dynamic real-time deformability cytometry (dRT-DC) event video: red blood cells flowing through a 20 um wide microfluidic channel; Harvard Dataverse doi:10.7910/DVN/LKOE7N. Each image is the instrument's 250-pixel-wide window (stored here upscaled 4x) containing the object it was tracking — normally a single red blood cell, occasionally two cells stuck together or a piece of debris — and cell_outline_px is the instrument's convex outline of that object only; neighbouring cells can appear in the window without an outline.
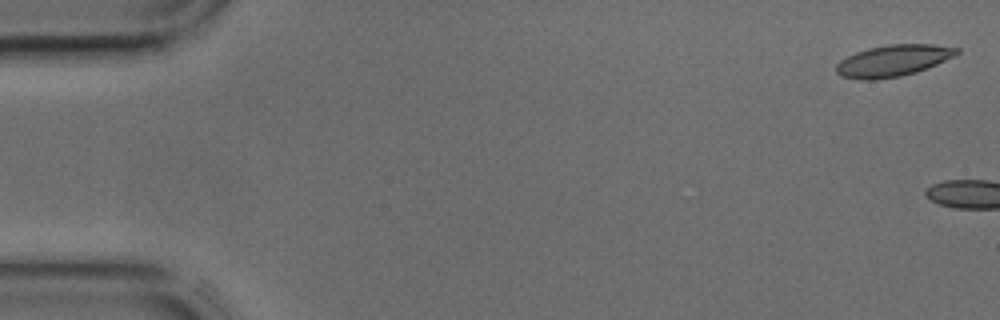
{"species": "common noctule bat (a hibernating species)", "species_latin": "Nyctalus noctula", "temperature_condition": "cold", "stored_images_in_passage": 3, "camera_frame_rate_fps": 3000, "um_per_image_px": 0.085, "animal": {"sex": "male", "body_mass_g": 17.9, "forearm_length_mm": 54.2}, "frame": {"image": 1, "passage_image": 1, "time_ms": 0.0, "image_size_px": [1000, 320], "cell_outline_px": [[960, 52], [956, 56], [916, 72], [900, 76], [876, 80], [860, 80], [840, 76], [836, 72], [836, 64], [840, 60], [856, 52], [868, 48], [888, 44], [932, 44], [960, 48]], "centroid_in_image_um": [75.91, 5.16], "position_along_channel_um": 9.1, "area_um2": 22.25}}